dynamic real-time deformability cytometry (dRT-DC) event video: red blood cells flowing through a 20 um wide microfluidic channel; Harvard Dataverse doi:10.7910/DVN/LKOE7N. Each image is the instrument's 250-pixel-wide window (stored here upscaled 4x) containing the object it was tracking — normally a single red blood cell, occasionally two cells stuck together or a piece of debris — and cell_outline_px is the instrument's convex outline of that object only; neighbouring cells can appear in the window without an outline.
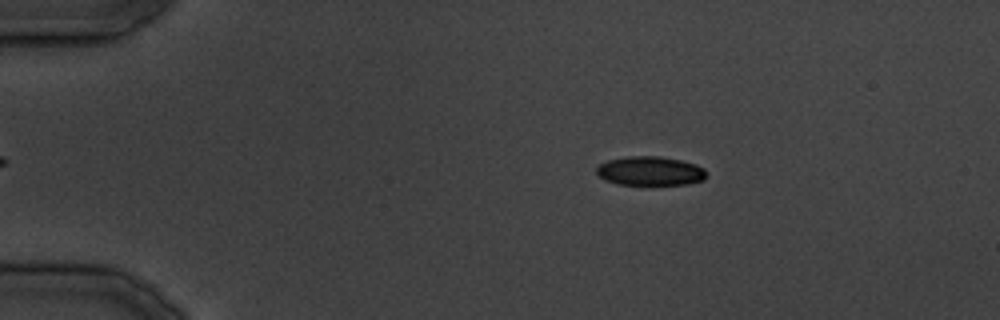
{"species": "common noctule bat (a hibernating species)", "species_latin": "Nyctalus noctula", "temperature_condition": "cold", "stored_images_in_passage": 36, "camera_frame_rate_fps": 3000, "um_per_image_px": 0.085, "animal": {"sex": "male", "body_mass_g": 19.5, "forearm_length_mm": 54.6}, "frame": {"image": 1, "passage_image": 7, "time_ms": 7.0, "image_size_px": [1000, 320], "cell_outline_px": [[704, 180], [688, 184], [616, 184], [604, 180], [596, 172], [596, 168], [600, 164], [608, 160], [628, 156], [660, 156], [680, 160], [696, 164], [704, 168]], "centroid_in_image_um": [55.24, 14.53], "position_along_channel_um": 29.8, "area_um2": 18.5}}
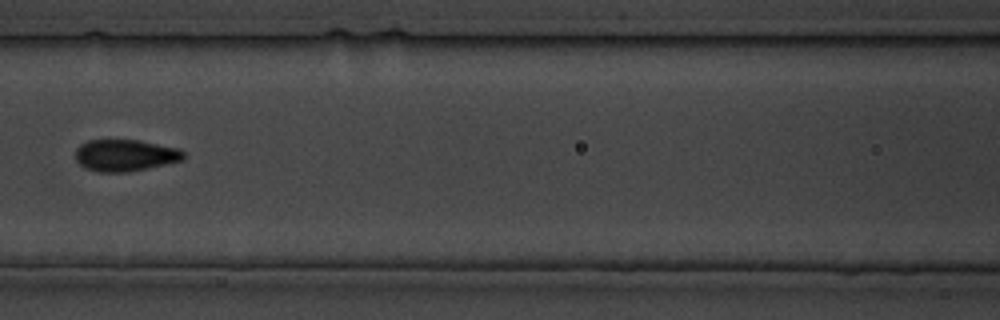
{"frame": {"image": 2, "passage_image": 17, "time_ms": 19.333, "image_size_px": [1000, 320], "cell_outline_px": [[184, 160], [128, 172], [96, 172], [84, 168], [76, 160], [76, 148], [80, 144], [88, 140], [140, 140], [180, 148], [184, 152]], "centroid_in_image_um": [10.64, 13.2], "position_along_channel_um": 156.0, "area_um2": 20.17}}
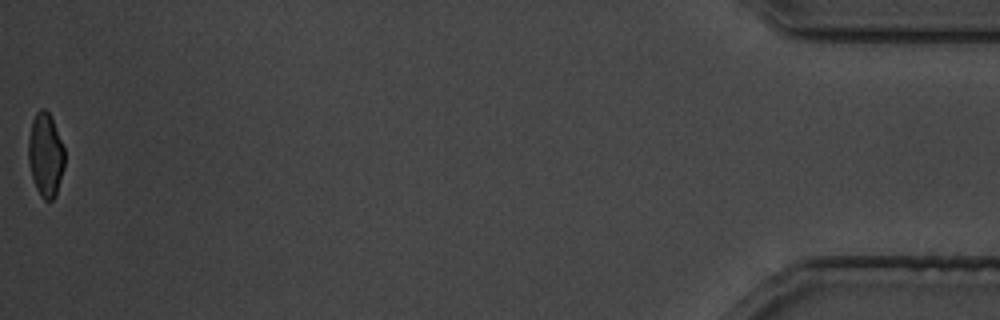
{"frame": {"image": 3, "passage_image": 36, "time_ms": 43.0, "image_size_px": [1000, 320], "cell_outline_px": [[64, 168], [56, 196], [52, 200], [44, 200], [40, 196], [36, 188], [32, 176], [28, 160], [28, 140], [32, 120], [36, 112], [40, 108], [44, 108], [48, 112], [52, 120], [64, 148]], "centroid_in_image_um": [3.86, 13.19], "position_along_channel_um": 431.3, "area_um2": 17.63}}